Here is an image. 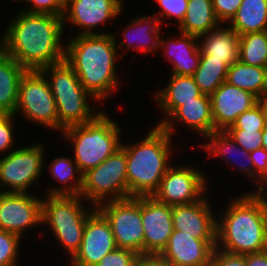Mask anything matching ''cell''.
I'll return each instance as SVG.
<instances>
[{
    "instance_id": "1",
    "label": "cell",
    "mask_w": 267,
    "mask_h": 266,
    "mask_svg": "<svg viewBox=\"0 0 267 266\" xmlns=\"http://www.w3.org/2000/svg\"><path fill=\"white\" fill-rule=\"evenodd\" d=\"M14 8L11 20L0 30V49L27 70H40L64 61L63 16L27 13Z\"/></svg>"
},
{
    "instance_id": "2",
    "label": "cell",
    "mask_w": 267,
    "mask_h": 266,
    "mask_svg": "<svg viewBox=\"0 0 267 266\" xmlns=\"http://www.w3.org/2000/svg\"><path fill=\"white\" fill-rule=\"evenodd\" d=\"M122 60L112 33L66 38L65 61L73 68L85 90L103 107L116 93L119 95L125 84L122 81L125 75H120L126 67Z\"/></svg>"
},
{
    "instance_id": "3",
    "label": "cell",
    "mask_w": 267,
    "mask_h": 266,
    "mask_svg": "<svg viewBox=\"0 0 267 266\" xmlns=\"http://www.w3.org/2000/svg\"><path fill=\"white\" fill-rule=\"evenodd\" d=\"M227 196L229 199L220 201L226 205L217 206L216 248L240 255L267 250L265 196L261 192H234Z\"/></svg>"
},
{
    "instance_id": "4",
    "label": "cell",
    "mask_w": 267,
    "mask_h": 266,
    "mask_svg": "<svg viewBox=\"0 0 267 266\" xmlns=\"http://www.w3.org/2000/svg\"><path fill=\"white\" fill-rule=\"evenodd\" d=\"M149 126L144 130L147 133L141 132L143 136L134 141H128V138L126 141L124 137L122 140L121 148L125 151L127 160L128 198L153 196L165 172L181 154L177 151L180 147L178 143L183 146L185 142L186 146L190 142L183 139L181 142L176 141L161 126L152 123Z\"/></svg>"
},
{
    "instance_id": "5",
    "label": "cell",
    "mask_w": 267,
    "mask_h": 266,
    "mask_svg": "<svg viewBox=\"0 0 267 266\" xmlns=\"http://www.w3.org/2000/svg\"><path fill=\"white\" fill-rule=\"evenodd\" d=\"M104 109L93 121L64 129L59 141L71 152L82 174L95 168L121 148L124 128ZM112 116V117H111ZM121 125V126H120ZM66 143V144H65Z\"/></svg>"
},
{
    "instance_id": "6",
    "label": "cell",
    "mask_w": 267,
    "mask_h": 266,
    "mask_svg": "<svg viewBox=\"0 0 267 266\" xmlns=\"http://www.w3.org/2000/svg\"><path fill=\"white\" fill-rule=\"evenodd\" d=\"M40 71L47 78L56 102L58 135L68 127L93 121L104 111L105 107L99 106L101 103L85 90L65 60L45 66Z\"/></svg>"
},
{
    "instance_id": "7",
    "label": "cell",
    "mask_w": 267,
    "mask_h": 266,
    "mask_svg": "<svg viewBox=\"0 0 267 266\" xmlns=\"http://www.w3.org/2000/svg\"><path fill=\"white\" fill-rule=\"evenodd\" d=\"M43 141L38 139L36 143L31 141L29 144L23 141V145L0 156V192L35 193L37 187H41L45 179L44 159L48 152Z\"/></svg>"
},
{
    "instance_id": "8",
    "label": "cell",
    "mask_w": 267,
    "mask_h": 266,
    "mask_svg": "<svg viewBox=\"0 0 267 266\" xmlns=\"http://www.w3.org/2000/svg\"><path fill=\"white\" fill-rule=\"evenodd\" d=\"M14 115L24 124H37L41 129L58 134V113L49 82L40 70H27L19 83ZM19 117V118H18ZM32 123V124H31Z\"/></svg>"
},
{
    "instance_id": "9",
    "label": "cell",
    "mask_w": 267,
    "mask_h": 266,
    "mask_svg": "<svg viewBox=\"0 0 267 266\" xmlns=\"http://www.w3.org/2000/svg\"><path fill=\"white\" fill-rule=\"evenodd\" d=\"M177 160L168 168L162 177L153 197L170 206L195 203L210 192L212 176L208 178L206 170L197 166L198 163H186ZM211 180V183H210ZM210 186V187H209Z\"/></svg>"
},
{
    "instance_id": "10",
    "label": "cell",
    "mask_w": 267,
    "mask_h": 266,
    "mask_svg": "<svg viewBox=\"0 0 267 266\" xmlns=\"http://www.w3.org/2000/svg\"><path fill=\"white\" fill-rule=\"evenodd\" d=\"M126 2L128 0H67L63 15L66 38L113 33V30L110 32L107 30L108 26L114 21L116 26L118 25L116 21H120V18L126 12ZM69 25L72 29H68ZM106 26L107 29L105 30Z\"/></svg>"
},
{
    "instance_id": "11",
    "label": "cell",
    "mask_w": 267,
    "mask_h": 266,
    "mask_svg": "<svg viewBox=\"0 0 267 266\" xmlns=\"http://www.w3.org/2000/svg\"><path fill=\"white\" fill-rule=\"evenodd\" d=\"M80 196L95 207L128 198L127 160L122 148L83 174Z\"/></svg>"
},
{
    "instance_id": "12",
    "label": "cell",
    "mask_w": 267,
    "mask_h": 266,
    "mask_svg": "<svg viewBox=\"0 0 267 266\" xmlns=\"http://www.w3.org/2000/svg\"><path fill=\"white\" fill-rule=\"evenodd\" d=\"M39 190L38 193L0 192V230L14 233L27 243L33 230L41 238L43 195Z\"/></svg>"
},
{
    "instance_id": "13",
    "label": "cell",
    "mask_w": 267,
    "mask_h": 266,
    "mask_svg": "<svg viewBox=\"0 0 267 266\" xmlns=\"http://www.w3.org/2000/svg\"><path fill=\"white\" fill-rule=\"evenodd\" d=\"M96 208L108 220L118 248L144 255L142 196L106 201Z\"/></svg>"
},
{
    "instance_id": "14",
    "label": "cell",
    "mask_w": 267,
    "mask_h": 266,
    "mask_svg": "<svg viewBox=\"0 0 267 266\" xmlns=\"http://www.w3.org/2000/svg\"><path fill=\"white\" fill-rule=\"evenodd\" d=\"M136 12L121 28L113 32L119 55L124 59L125 54L135 52L142 56H155L160 47V37L163 32L159 18L147 12ZM120 33V34H118ZM120 39V40H119ZM122 51V53H121Z\"/></svg>"
},
{
    "instance_id": "15",
    "label": "cell",
    "mask_w": 267,
    "mask_h": 266,
    "mask_svg": "<svg viewBox=\"0 0 267 266\" xmlns=\"http://www.w3.org/2000/svg\"><path fill=\"white\" fill-rule=\"evenodd\" d=\"M190 143H193L190 149H198L199 147V152L202 150V153H206L204 154L206 161L217 158V161H221L220 163H223V166L226 165V167L222 166V168L228 167L229 169L230 167V170L236 171L234 174H240L242 178L244 175L243 180L246 179L251 185H248V189L245 186L244 189V182L242 181L243 190L241 192H254V170L253 161L249 157L250 153L241 148L226 130H215L200 141L199 144H196V146H194V142Z\"/></svg>"
},
{
    "instance_id": "16",
    "label": "cell",
    "mask_w": 267,
    "mask_h": 266,
    "mask_svg": "<svg viewBox=\"0 0 267 266\" xmlns=\"http://www.w3.org/2000/svg\"><path fill=\"white\" fill-rule=\"evenodd\" d=\"M185 128L180 130V127ZM161 127L173 138L181 141L180 134L191 132L195 139H191L200 143L207 135L215 131L211 100L207 94H202L195 98V101H189L180 106L162 125ZM187 129V130H186ZM189 130V131H188ZM182 131V133H180ZM188 131V132H187ZM195 134L193 135V133ZM178 134V135H176ZM179 137V138H178ZM201 138V139H200Z\"/></svg>"
},
{
    "instance_id": "17",
    "label": "cell",
    "mask_w": 267,
    "mask_h": 266,
    "mask_svg": "<svg viewBox=\"0 0 267 266\" xmlns=\"http://www.w3.org/2000/svg\"><path fill=\"white\" fill-rule=\"evenodd\" d=\"M116 248L111 226L96 208L87 218L79 250L64 266H95Z\"/></svg>"
},
{
    "instance_id": "18",
    "label": "cell",
    "mask_w": 267,
    "mask_h": 266,
    "mask_svg": "<svg viewBox=\"0 0 267 266\" xmlns=\"http://www.w3.org/2000/svg\"><path fill=\"white\" fill-rule=\"evenodd\" d=\"M211 192L195 203L172 206L174 230L200 240H216V204L219 203L215 202Z\"/></svg>"
},
{
    "instance_id": "19",
    "label": "cell",
    "mask_w": 267,
    "mask_h": 266,
    "mask_svg": "<svg viewBox=\"0 0 267 266\" xmlns=\"http://www.w3.org/2000/svg\"><path fill=\"white\" fill-rule=\"evenodd\" d=\"M144 255H159L173 233L172 206L142 196Z\"/></svg>"
},
{
    "instance_id": "20",
    "label": "cell",
    "mask_w": 267,
    "mask_h": 266,
    "mask_svg": "<svg viewBox=\"0 0 267 266\" xmlns=\"http://www.w3.org/2000/svg\"><path fill=\"white\" fill-rule=\"evenodd\" d=\"M216 240H200L173 230L167 245L158 255L171 266H210Z\"/></svg>"
},
{
    "instance_id": "21",
    "label": "cell",
    "mask_w": 267,
    "mask_h": 266,
    "mask_svg": "<svg viewBox=\"0 0 267 266\" xmlns=\"http://www.w3.org/2000/svg\"><path fill=\"white\" fill-rule=\"evenodd\" d=\"M168 33L170 35L166 31L162 32L158 51L163 61L168 63L166 65L171 67L168 73L193 76L201 56L198 37L181 32H176L177 35L174 33L175 36L173 32Z\"/></svg>"
},
{
    "instance_id": "22",
    "label": "cell",
    "mask_w": 267,
    "mask_h": 266,
    "mask_svg": "<svg viewBox=\"0 0 267 266\" xmlns=\"http://www.w3.org/2000/svg\"><path fill=\"white\" fill-rule=\"evenodd\" d=\"M210 100L215 130H226L239 115L260 101L252 93L227 82L210 95Z\"/></svg>"
},
{
    "instance_id": "23",
    "label": "cell",
    "mask_w": 267,
    "mask_h": 266,
    "mask_svg": "<svg viewBox=\"0 0 267 266\" xmlns=\"http://www.w3.org/2000/svg\"><path fill=\"white\" fill-rule=\"evenodd\" d=\"M95 209L80 195H43L42 226L85 225Z\"/></svg>"
},
{
    "instance_id": "24",
    "label": "cell",
    "mask_w": 267,
    "mask_h": 266,
    "mask_svg": "<svg viewBox=\"0 0 267 266\" xmlns=\"http://www.w3.org/2000/svg\"><path fill=\"white\" fill-rule=\"evenodd\" d=\"M166 86L161 84L153 90L152 101L160 114L159 119L153 125L161 126L180 106L189 101H195L196 97L203 93L195 83L193 76L169 74ZM164 85V87H162ZM162 87V88H161ZM156 91V92H155ZM162 112V113H161Z\"/></svg>"
},
{
    "instance_id": "25",
    "label": "cell",
    "mask_w": 267,
    "mask_h": 266,
    "mask_svg": "<svg viewBox=\"0 0 267 266\" xmlns=\"http://www.w3.org/2000/svg\"><path fill=\"white\" fill-rule=\"evenodd\" d=\"M64 151L65 150L61 152V154L63 153L62 155H55L54 157L50 155L52 160L45 155L44 176L48 173L49 175H46V178H49L48 176H50L48 180L53 181V183L51 182L50 185V182L48 183L46 181V188L45 186H42L41 188V193L43 195H80L83 174L73 160L71 153H68L69 151H67V153ZM47 159L48 161L50 160V162H48Z\"/></svg>"
},
{
    "instance_id": "26",
    "label": "cell",
    "mask_w": 267,
    "mask_h": 266,
    "mask_svg": "<svg viewBox=\"0 0 267 266\" xmlns=\"http://www.w3.org/2000/svg\"><path fill=\"white\" fill-rule=\"evenodd\" d=\"M239 34L226 24L198 37L200 58L224 61L228 66L239 60Z\"/></svg>"
},
{
    "instance_id": "27",
    "label": "cell",
    "mask_w": 267,
    "mask_h": 266,
    "mask_svg": "<svg viewBox=\"0 0 267 266\" xmlns=\"http://www.w3.org/2000/svg\"><path fill=\"white\" fill-rule=\"evenodd\" d=\"M27 69L0 49V114H14L19 83Z\"/></svg>"
},
{
    "instance_id": "28",
    "label": "cell",
    "mask_w": 267,
    "mask_h": 266,
    "mask_svg": "<svg viewBox=\"0 0 267 266\" xmlns=\"http://www.w3.org/2000/svg\"><path fill=\"white\" fill-rule=\"evenodd\" d=\"M220 25L212 0H188L185 18L176 29L178 32L200 37Z\"/></svg>"
},
{
    "instance_id": "29",
    "label": "cell",
    "mask_w": 267,
    "mask_h": 266,
    "mask_svg": "<svg viewBox=\"0 0 267 266\" xmlns=\"http://www.w3.org/2000/svg\"><path fill=\"white\" fill-rule=\"evenodd\" d=\"M227 25L239 35L267 31V0H242Z\"/></svg>"
},
{
    "instance_id": "30",
    "label": "cell",
    "mask_w": 267,
    "mask_h": 266,
    "mask_svg": "<svg viewBox=\"0 0 267 266\" xmlns=\"http://www.w3.org/2000/svg\"><path fill=\"white\" fill-rule=\"evenodd\" d=\"M226 82L261 100L267 89V68L247 65L238 60L228 67Z\"/></svg>"
},
{
    "instance_id": "31",
    "label": "cell",
    "mask_w": 267,
    "mask_h": 266,
    "mask_svg": "<svg viewBox=\"0 0 267 266\" xmlns=\"http://www.w3.org/2000/svg\"><path fill=\"white\" fill-rule=\"evenodd\" d=\"M85 225H67V226H42V237L47 236L48 243L51 239L52 244L57 243V249L54 247V250L61 252V264L65 265L79 250V247L82 243V237L84 233ZM45 229V231H43ZM43 233L45 234L43 236ZM48 234V235H47ZM50 235V236H49ZM59 249V250H58ZM63 249V250H62ZM64 252V253H63ZM66 256V257H65ZM63 257V258H62ZM63 259V262H62Z\"/></svg>"
},
{
    "instance_id": "32",
    "label": "cell",
    "mask_w": 267,
    "mask_h": 266,
    "mask_svg": "<svg viewBox=\"0 0 267 266\" xmlns=\"http://www.w3.org/2000/svg\"><path fill=\"white\" fill-rule=\"evenodd\" d=\"M228 65L224 61L200 58L193 78L203 94L211 95L222 83L226 82Z\"/></svg>"
},
{
    "instance_id": "33",
    "label": "cell",
    "mask_w": 267,
    "mask_h": 266,
    "mask_svg": "<svg viewBox=\"0 0 267 266\" xmlns=\"http://www.w3.org/2000/svg\"><path fill=\"white\" fill-rule=\"evenodd\" d=\"M239 60L247 65L267 68V31L239 36Z\"/></svg>"
},
{
    "instance_id": "34",
    "label": "cell",
    "mask_w": 267,
    "mask_h": 266,
    "mask_svg": "<svg viewBox=\"0 0 267 266\" xmlns=\"http://www.w3.org/2000/svg\"><path fill=\"white\" fill-rule=\"evenodd\" d=\"M26 246L25 240L18 235L0 230V266H21L22 263V266H27L21 261L27 258L28 262L29 257L24 255L25 253L29 255ZM23 249H26V251Z\"/></svg>"
},
{
    "instance_id": "35",
    "label": "cell",
    "mask_w": 267,
    "mask_h": 266,
    "mask_svg": "<svg viewBox=\"0 0 267 266\" xmlns=\"http://www.w3.org/2000/svg\"><path fill=\"white\" fill-rule=\"evenodd\" d=\"M152 2L155 3H153L155 8L157 6L159 8H156V11H154L155 13L153 12L152 14L156 15L159 18L163 28L164 26H167L169 28L171 24V27H178L185 18L188 7V0H151V5Z\"/></svg>"
},
{
    "instance_id": "36",
    "label": "cell",
    "mask_w": 267,
    "mask_h": 266,
    "mask_svg": "<svg viewBox=\"0 0 267 266\" xmlns=\"http://www.w3.org/2000/svg\"><path fill=\"white\" fill-rule=\"evenodd\" d=\"M17 123L19 121L14 114H0V156L8 154L24 141L20 139V142H17Z\"/></svg>"
},
{
    "instance_id": "37",
    "label": "cell",
    "mask_w": 267,
    "mask_h": 266,
    "mask_svg": "<svg viewBox=\"0 0 267 266\" xmlns=\"http://www.w3.org/2000/svg\"><path fill=\"white\" fill-rule=\"evenodd\" d=\"M266 125L263 103L259 101L251 109L244 111L241 115H239L236 121L226 130L263 131Z\"/></svg>"
},
{
    "instance_id": "38",
    "label": "cell",
    "mask_w": 267,
    "mask_h": 266,
    "mask_svg": "<svg viewBox=\"0 0 267 266\" xmlns=\"http://www.w3.org/2000/svg\"><path fill=\"white\" fill-rule=\"evenodd\" d=\"M66 4L67 0H25L24 6L18 10L27 13L63 16L66 9Z\"/></svg>"
},
{
    "instance_id": "39",
    "label": "cell",
    "mask_w": 267,
    "mask_h": 266,
    "mask_svg": "<svg viewBox=\"0 0 267 266\" xmlns=\"http://www.w3.org/2000/svg\"><path fill=\"white\" fill-rule=\"evenodd\" d=\"M254 170V192H261L267 184V151L261 147L250 152Z\"/></svg>"
},
{
    "instance_id": "40",
    "label": "cell",
    "mask_w": 267,
    "mask_h": 266,
    "mask_svg": "<svg viewBox=\"0 0 267 266\" xmlns=\"http://www.w3.org/2000/svg\"><path fill=\"white\" fill-rule=\"evenodd\" d=\"M233 140L247 152H252L262 147L263 131L255 130H226Z\"/></svg>"
},
{
    "instance_id": "41",
    "label": "cell",
    "mask_w": 267,
    "mask_h": 266,
    "mask_svg": "<svg viewBox=\"0 0 267 266\" xmlns=\"http://www.w3.org/2000/svg\"><path fill=\"white\" fill-rule=\"evenodd\" d=\"M139 256L133 250L117 247L106 254L95 266H134Z\"/></svg>"
},
{
    "instance_id": "42",
    "label": "cell",
    "mask_w": 267,
    "mask_h": 266,
    "mask_svg": "<svg viewBox=\"0 0 267 266\" xmlns=\"http://www.w3.org/2000/svg\"><path fill=\"white\" fill-rule=\"evenodd\" d=\"M242 0H212L215 16L221 24H228L235 16Z\"/></svg>"
},
{
    "instance_id": "43",
    "label": "cell",
    "mask_w": 267,
    "mask_h": 266,
    "mask_svg": "<svg viewBox=\"0 0 267 266\" xmlns=\"http://www.w3.org/2000/svg\"><path fill=\"white\" fill-rule=\"evenodd\" d=\"M210 266H246L245 255L231 254L215 248Z\"/></svg>"
},
{
    "instance_id": "44",
    "label": "cell",
    "mask_w": 267,
    "mask_h": 266,
    "mask_svg": "<svg viewBox=\"0 0 267 266\" xmlns=\"http://www.w3.org/2000/svg\"><path fill=\"white\" fill-rule=\"evenodd\" d=\"M134 266H171L157 255H140Z\"/></svg>"
},
{
    "instance_id": "45",
    "label": "cell",
    "mask_w": 267,
    "mask_h": 266,
    "mask_svg": "<svg viewBox=\"0 0 267 266\" xmlns=\"http://www.w3.org/2000/svg\"><path fill=\"white\" fill-rule=\"evenodd\" d=\"M244 255L246 266H267V250Z\"/></svg>"
},
{
    "instance_id": "46",
    "label": "cell",
    "mask_w": 267,
    "mask_h": 266,
    "mask_svg": "<svg viewBox=\"0 0 267 266\" xmlns=\"http://www.w3.org/2000/svg\"><path fill=\"white\" fill-rule=\"evenodd\" d=\"M262 138V147L267 151V125L263 130Z\"/></svg>"
},
{
    "instance_id": "47",
    "label": "cell",
    "mask_w": 267,
    "mask_h": 266,
    "mask_svg": "<svg viewBox=\"0 0 267 266\" xmlns=\"http://www.w3.org/2000/svg\"><path fill=\"white\" fill-rule=\"evenodd\" d=\"M10 1L13 2V3H16L15 5H17V6L20 7L19 9H21V8H22V5L24 6V4H25V0H6V3H7V2L10 3ZM4 2H5V0H4ZM17 3H19L20 5L17 4ZM21 4H22V5H21Z\"/></svg>"
},
{
    "instance_id": "48",
    "label": "cell",
    "mask_w": 267,
    "mask_h": 266,
    "mask_svg": "<svg viewBox=\"0 0 267 266\" xmlns=\"http://www.w3.org/2000/svg\"><path fill=\"white\" fill-rule=\"evenodd\" d=\"M260 101L263 103V107H267V89L265 91L264 96L262 97Z\"/></svg>"
},
{
    "instance_id": "49",
    "label": "cell",
    "mask_w": 267,
    "mask_h": 266,
    "mask_svg": "<svg viewBox=\"0 0 267 266\" xmlns=\"http://www.w3.org/2000/svg\"><path fill=\"white\" fill-rule=\"evenodd\" d=\"M261 193L265 196V198H267V184L265 188L261 191Z\"/></svg>"
},
{
    "instance_id": "50",
    "label": "cell",
    "mask_w": 267,
    "mask_h": 266,
    "mask_svg": "<svg viewBox=\"0 0 267 266\" xmlns=\"http://www.w3.org/2000/svg\"><path fill=\"white\" fill-rule=\"evenodd\" d=\"M265 117H266V124H267V107H264Z\"/></svg>"
}]
</instances>
